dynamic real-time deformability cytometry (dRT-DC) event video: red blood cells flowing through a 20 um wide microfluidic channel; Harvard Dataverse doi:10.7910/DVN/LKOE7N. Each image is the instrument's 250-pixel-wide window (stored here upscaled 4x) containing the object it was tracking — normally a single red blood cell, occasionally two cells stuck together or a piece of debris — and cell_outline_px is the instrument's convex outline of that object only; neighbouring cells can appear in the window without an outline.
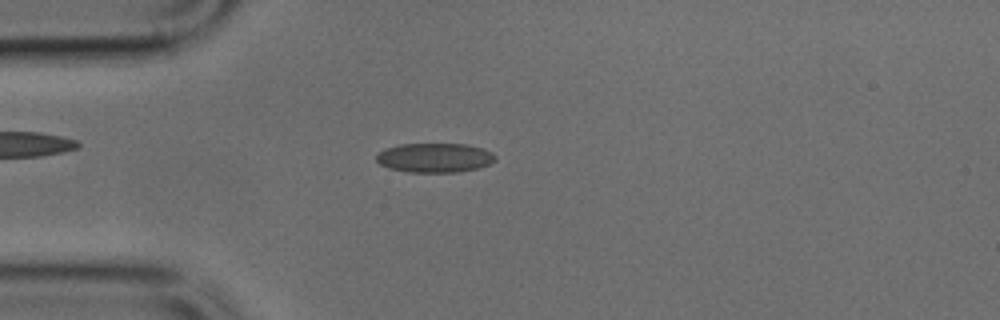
{"species": "common noctule bat (a hibernating species)", "species_latin": "Nyctalus noctula", "temperature_condition": "cold", "stored_images_in_passage": 3, "camera_frame_rate_fps": 3000, "um_per_image_px": 0.085, "animal": {"sex": "male", "body_mass_g": 17.9, "forearm_length_mm": 54.2}, "frame": {"image": 1, "passage_image": 3, "time_ms": 0.667, "image_size_px": [1000, 320], "cell_outline_px": [[496, 160], [480, 168], [456, 172], [408, 172], [388, 168], [380, 164], [376, 160], [376, 152], [400, 144], [468, 144], [484, 148], [492, 152], [496, 156]], "centroid_in_image_um": [36.96, 13.4], "position_along_channel_um": 48.0, "area_um2": 20.52}}